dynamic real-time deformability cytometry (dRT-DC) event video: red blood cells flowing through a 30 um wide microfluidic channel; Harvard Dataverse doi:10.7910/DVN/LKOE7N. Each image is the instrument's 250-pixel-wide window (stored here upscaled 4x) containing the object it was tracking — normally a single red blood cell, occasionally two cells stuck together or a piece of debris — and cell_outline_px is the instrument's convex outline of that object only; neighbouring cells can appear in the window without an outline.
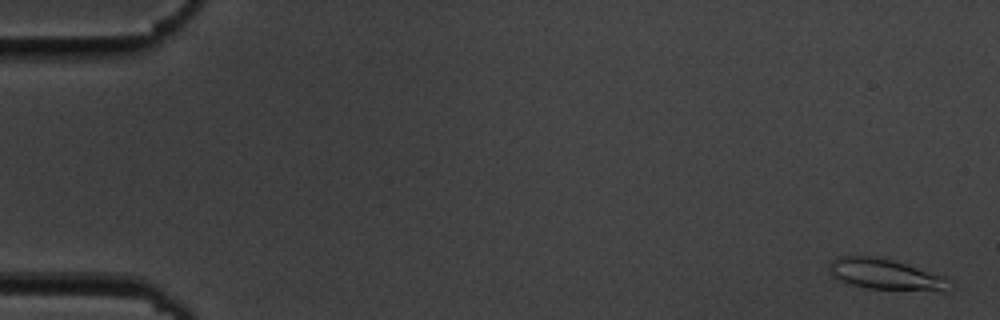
{"species": "common noctule bat (a hibernating species)", "species_latin": "Nyctalus noctula", "temperature_condition": "cold", "stored_images_in_passage": 56, "camera_frame_rate_fps": 3000, "um_per_image_px": 0.085, "animal": {"sex": "male", "body_mass_g": 19.5, "forearm_length_mm": 54.6}, "frame": {"image": 1, "passage_image": 2, "time_ms": 0.333, "image_size_px": [1000, 320], "cell_outline_px": [[952, 280], [948, 292], [944, 292], [868, 288], [836, 280], [832, 276], [828, 268], [828, 264], [836, 256], [872, 256], [892, 260], [948, 276]], "centroid_in_image_um": [75.34, 23.34], "position_along_channel_um": 9.7, "area_um2": 22.14}}
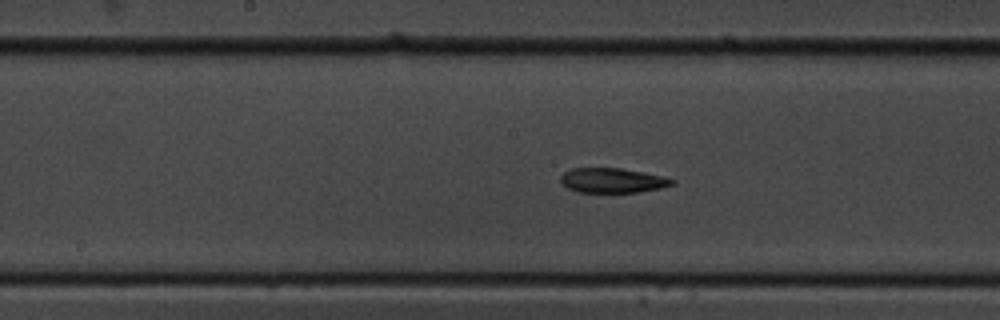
{"frame": {"image": 2, "passage_image": 29, "time_ms": 9.333, "image_size_px": [1000, 320], "cell_outline_px": [[676, 180], [672, 184], [660, 188], [636, 192], [580, 192], [568, 188], [560, 180], [560, 176], [564, 172], [572, 168], [620, 168], [644, 172], [664, 176]], "centroid_in_image_um": [52.06, 15.32], "position_along_channel_um": 196.1, "area_um2": 15.95}}
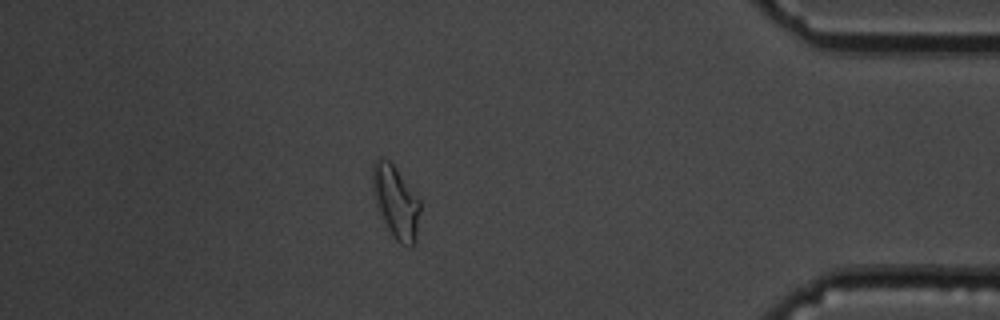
{"frame": {"image": 3, "passage_image": 49, "time_ms": 16.0, "image_size_px": [1000, 320], "cell_outline_px": [[420, 212], [416, 244], [412, 248], [400, 244], [396, 240], [388, 228], [380, 212], [372, 188], [372, 164], [376, 156], [380, 156], [388, 160], [396, 168], [420, 200]], "centroid_in_image_um": [33.66, 17.16], "position_along_channel_um": 401.5, "area_um2": 20.17}, "authors_computed_cell_mechanics": {"area_um2": 17.8891, "velocity_mm_per_s": 3.6223, "shape_relaxation_time_tau1_ms": null, "shape_relaxation_time_tau2_ms": 11.1976, "deformation_change_tau1": null, "deformation_change_tau2": 0.2043}}